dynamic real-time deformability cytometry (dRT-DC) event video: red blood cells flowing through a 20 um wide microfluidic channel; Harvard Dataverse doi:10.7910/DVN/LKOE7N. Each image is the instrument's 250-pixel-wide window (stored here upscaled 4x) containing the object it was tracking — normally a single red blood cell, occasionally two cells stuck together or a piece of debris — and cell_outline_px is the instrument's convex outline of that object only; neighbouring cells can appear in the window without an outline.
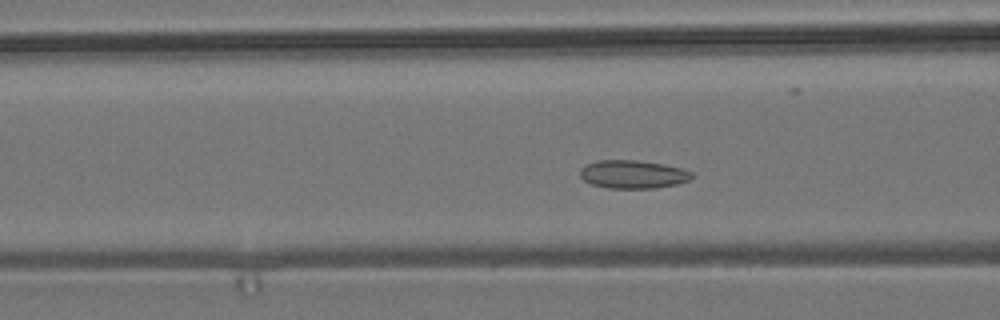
{"species": "common noctule bat (a hibernating species)", "species_latin": "Nyctalus noctula", "temperature_condition": "room temperature", "stored_images_in_passage": 50, "camera_frame_rate_fps": 3000, "um_per_image_px": 0.085, "animal": {"sex": "male", "body_mass_g": 19.2, "forearm_length_mm": 51.8}, "frame": {"image": 1, "passage_image": 16, "time_ms": 5.0, "image_size_px": [1000, 320], "cell_outline_px": [[692, 176], [688, 180], [676, 184], [656, 188], [608, 188], [592, 184], [584, 180], [580, 176], [580, 168], [596, 160], [636, 160], [664, 164], [680, 168], [692, 172]], "centroid_in_image_um": [53.77, 14.81], "position_along_channel_um": 112.8, "area_um2": 18.26}}
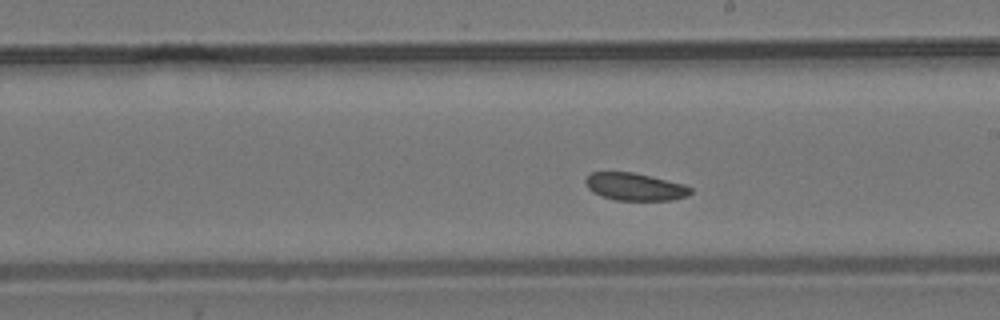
{"frame": {"image": 2, "passage_image": 26, "time_ms": 8.333, "image_size_px": [1000, 320], "cell_outline_px": [[692, 192], [688, 196], [672, 200], [616, 200], [600, 196], [592, 192], [588, 188], [584, 180], [592, 172], [632, 172], [684, 184], [692, 188]], "centroid_in_image_um": [53.96, 15.88], "position_along_channel_um": 235.0, "area_um2": 16.82}}
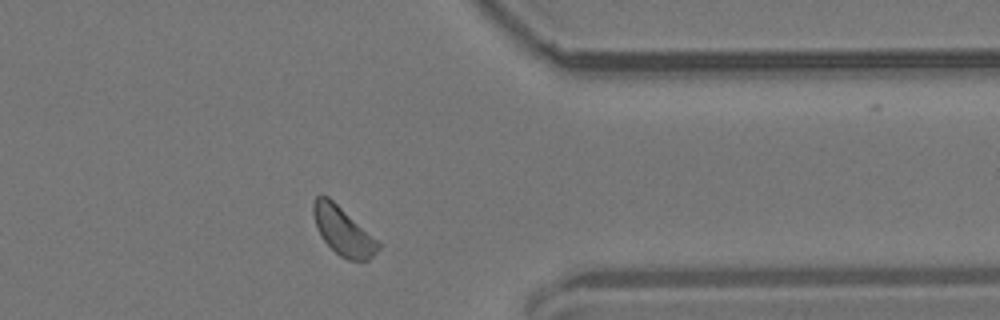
{"frame": {"image": 3, "passage_image": 39, "time_ms": 12.667, "image_size_px": [1000, 320], "cell_outline_px": [[380, 248], [368, 260], [348, 260], [340, 256], [320, 236], [316, 228], [312, 212], [312, 204], [316, 196], [320, 192], [328, 196], [376, 240], [380, 244]], "centroid_in_image_um": [29.09, 19.61], "position_along_channel_um": 382.3, "area_um2": 17.92}}